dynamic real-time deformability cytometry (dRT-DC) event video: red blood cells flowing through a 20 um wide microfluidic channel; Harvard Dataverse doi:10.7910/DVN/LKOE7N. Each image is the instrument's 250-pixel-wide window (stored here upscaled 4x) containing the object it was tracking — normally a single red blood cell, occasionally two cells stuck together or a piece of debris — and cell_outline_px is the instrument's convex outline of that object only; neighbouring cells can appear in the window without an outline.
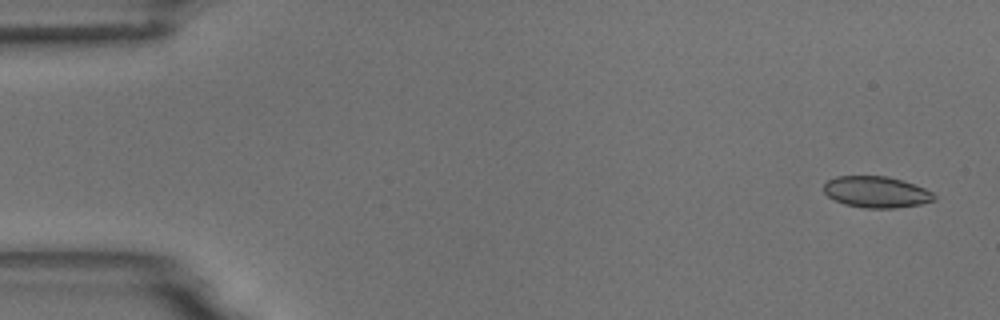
{"species": "common noctule bat (a hibernating species)", "species_latin": "Nyctalus noctula", "temperature_condition": "room temperature", "stored_images_in_passage": 4, "camera_frame_rate_fps": 3000, "um_per_image_px": 0.085, "animal": {"sex": "male", "body_mass_g": 18.8}, "frame": {"image": 1, "passage_image": 1, "time_ms": 0.0, "image_size_px": [1000, 320], "cell_outline_px": [[936, 200], [920, 204], [896, 208], [864, 208], [844, 204], [828, 196], [824, 192], [824, 184], [828, 180], [836, 176], [888, 176], [924, 188], [932, 192], [936, 196]], "centroid_in_image_um": [74.48, 16.32], "position_along_channel_um": 10.5, "area_um2": 20.06}}
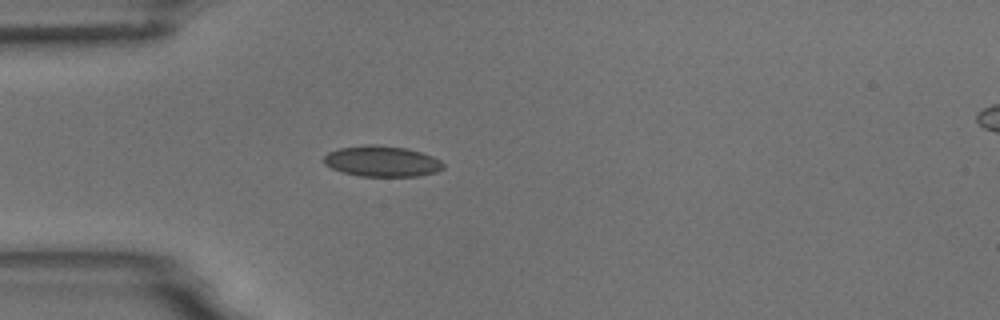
{"frame": {"image": 2, "passage_image": 4, "time_ms": 4.333, "image_size_px": [1000, 320], "cell_outline_px": [[444, 168], [436, 172], [420, 176], [360, 176], [340, 172], [324, 164], [324, 156], [328, 152], [340, 148], [364, 144], [376, 144], [408, 148], [432, 156], [440, 160], [444, 164]], "centroid_in_image_um": [32.46, 13.7], "position_along_channel_um": 52.5, "area_um2": 21.62}}